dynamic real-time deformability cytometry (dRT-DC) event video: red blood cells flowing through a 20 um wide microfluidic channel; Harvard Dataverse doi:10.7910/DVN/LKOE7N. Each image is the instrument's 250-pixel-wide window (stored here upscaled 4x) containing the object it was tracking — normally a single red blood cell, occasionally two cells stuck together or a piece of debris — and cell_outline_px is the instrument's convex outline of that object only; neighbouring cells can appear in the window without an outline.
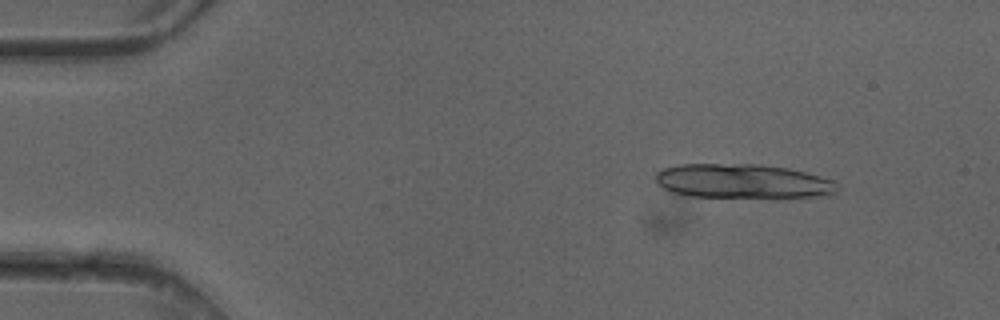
{"species": "common noctule bat (a hibernating species)", "species_latin": "Nyctalus noctula", "temperature_condition": "cold", "stored_images_in_passage": 6, "camera_frame_rate_fps": 3000, "um_per_image_px": 0.085, "animal": {"sex": "female"}, "frame": {"image": 1, "passage_image": 2, "time_ms": 0.333, "image_size_px": [1000, 320], "cell_outline_px": [[836, 192], [832, 196], [692, 196], [676, 192], [664, 188], [656, 180], [656, 172], [664, 168], [680, 164], [760, 164], [788, 168], [820, 176], [832, 180], [836, 188]], "centroid_in_image_um": [63.13, 15.38], "position_along_channel_um": 21.9, "area_um2": 35.49}}
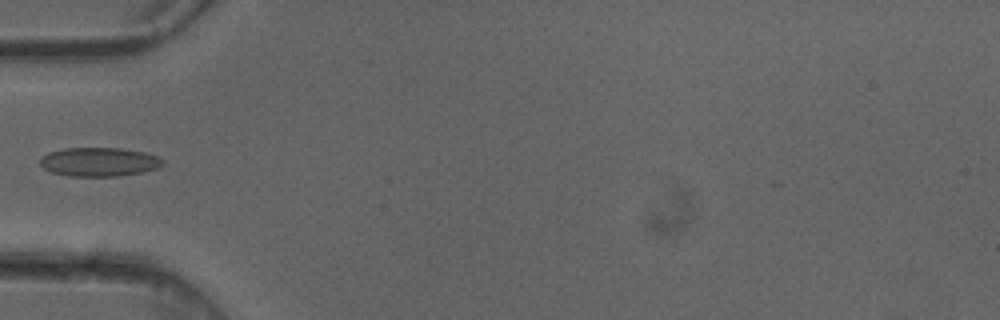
{"frame": {"image": 2, "passage_image": 5, "time_ms": 1.333, "image_size_px": [1000, 320], "cell_outline_px": [[164, 164], [156, 168], [144, 172], [120, 176], [68, 176], [52, 172], [44, 168], [40, 164], [40, 160], [48, 152], [64, 148], [120, 148], [144, 152], [160, 156], [164, 160]], "centroid_in_image_um": [8.46, 13.76], "position_along_channel_um": 76.5, "area_um2": 20.75}}
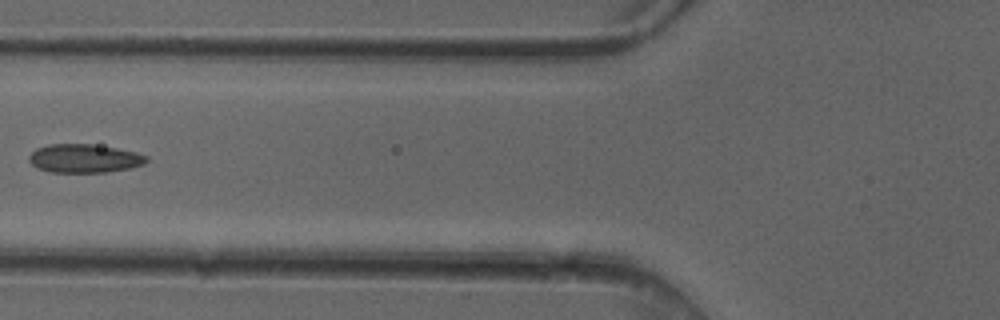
{"frame": {"image": 3, "passage_image": 6, "time_ms": 1.667, "image_size_px": [1000, 320], "cell_outline_px": [[148, 160], [144, 164], [128, 168], [104, 172], [52, 172], [36, 168], [28, 160], [28, 156], [36, 148], [48, 144], [92, 144], [116, 148], [136, 152], [148, 156]], "centroid_in_image_um": [7.14, 13.46], "position_along_channel_um": 118.7, "area_um2": 19.54}}